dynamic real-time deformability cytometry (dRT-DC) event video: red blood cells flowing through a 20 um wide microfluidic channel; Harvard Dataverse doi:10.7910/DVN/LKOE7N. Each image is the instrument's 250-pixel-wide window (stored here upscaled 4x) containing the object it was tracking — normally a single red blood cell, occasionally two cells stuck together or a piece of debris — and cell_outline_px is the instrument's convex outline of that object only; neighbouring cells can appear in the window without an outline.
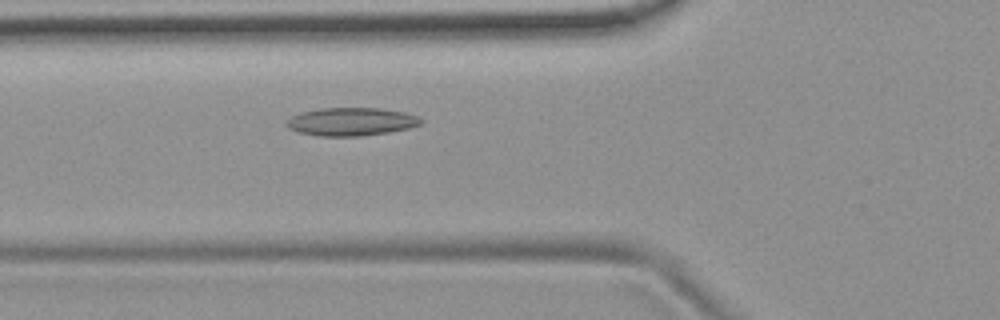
{"species": "common noctule bat (a hibernating species)", "species_latin": "Nyctalus noctula", "temperature_condition": "room temperature", "stored_images_in_passage": 50, "camera_frame_rate_fps": 3000, "um_per_image_px": 0.085, "animal": {"sex": "female", "body_mass_g": 19.9}, "frame": {"image": 1, "passage_image": 16, "time_ms": 5.0, "image_size_px": [1000, 320], "cell_outline_px": [[424, 120], [420, 124], [408, 128], [388, 132], [360, 136], [320, 136], [296, 132], [288, 128], [284, 124], [284, 120], [292, 116], [304, 112], [320, 108], [380, 108], [404, 112], [416, 116]], "centroid_in_image_um": [29.8, 10.34], "position_along_channel_um": 96.0, "area_um2": 22.02}}
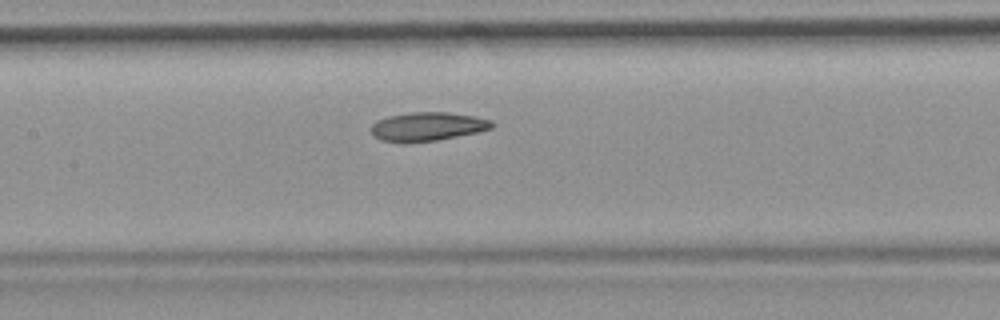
{"frame": {"image": 2, "passage_image": 22, "time_ms": 7.0, "image_size_px": [1000, 320], "cell_outline_px": [[496, 124], [492, 128], [476, 132], [436, 140], [380, 140], [372, 136], [368, 128], [376, 120], [388, 116], [412, 112], [448, 112], [476, 116], [492, 120]], "centroid_in_image_um": [36.34, 10.71], "position_along_channel_um": 171.1, "area_um2": 19.88}}
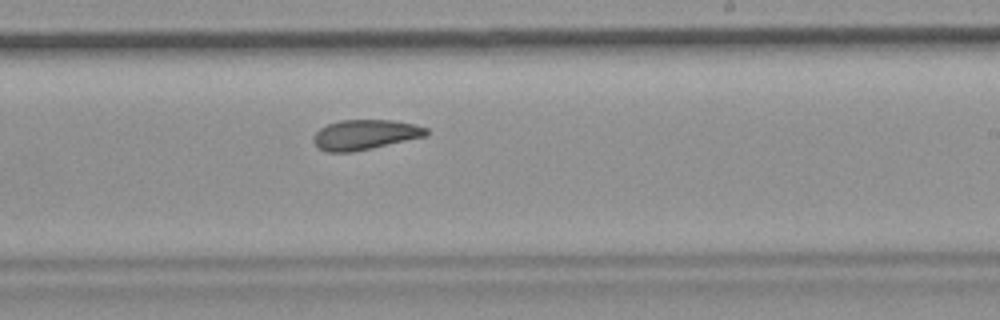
{"frame": {"image": 3, "passage_image": 29, "time_ms": 9.333, "image_size_px": [1000, 320], "cell_outline_px": [[428, 136], [372, 148], [352, 152], [328, 152], [320, 148], [312, 140], [312, 136], [320, 128], [328, 124], [340, 120], [392, 120], [416, 124], [428, 128]], "centroid_in_image_um": [31.06, 11.44], "position_along_channel_um": 257.9, "area_um2": 19.83}, "authors_computed_cell_mechanics": {"area_um2": 20.7791, "velocity_mm_per_s": 3.7425, "shape_relaxation_time_tau1_ms": null, "shape_relaxation_time_tau2_ms": 4.929, "deformation_change_tau1": null, "deformation_change_tau2": 0.0952}}